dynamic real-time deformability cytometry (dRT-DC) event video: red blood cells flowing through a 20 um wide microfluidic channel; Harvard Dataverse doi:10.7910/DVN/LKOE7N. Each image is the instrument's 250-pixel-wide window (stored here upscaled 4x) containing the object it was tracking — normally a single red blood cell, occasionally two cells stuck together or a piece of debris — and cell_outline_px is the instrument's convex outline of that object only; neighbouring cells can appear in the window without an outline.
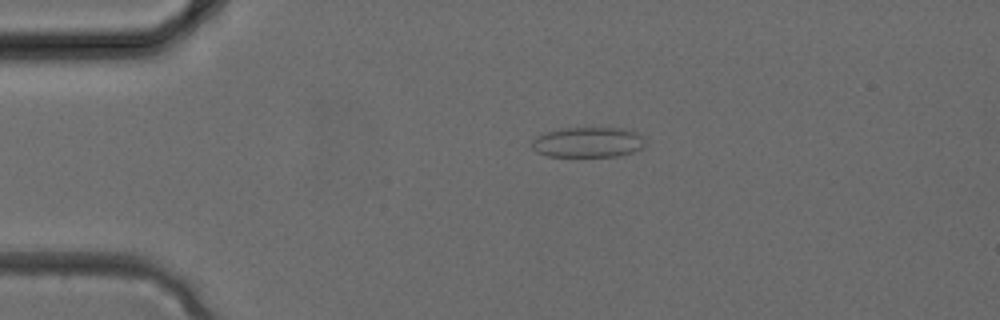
{"species": "common noctule bat (a hibernating species)", "species_latin": "Nyctalus noctula", "temperature_condition": "cold", "stored_images_in_passage": 14, "camera_frame_rate_fps": 3000, "um_per_image_px": 0.085, "animal": {"sex": "female", "body_mass_g": 24.6, "forearm_length_mm": 56.2}, "frame": {"image": 1, "passage_image": 4, "time_ms": 1.0, "image_size_px": [1000, 320], "cell_outline_px": [[644, 148], [632, 152], [616, 156], [548, 156], [536, 152], [532, 148], [532, 140], [536, 136], [544, 132], [564, 128], [624, 128], [636, 132], [644, 140]], "centroid_in_image_um": [49.95, 12.09], "position_along_channel_um": 35.0, "area_um2": 20.0}}
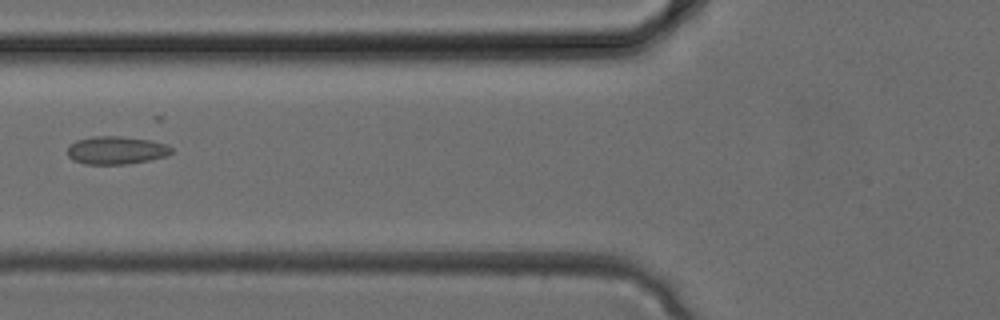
{"frame": {"image": 2, "passage_image": 10, "time_ms": 3.0, "image_size_px": [1000, 320], "cell_outline_px": [[172, 152], [168, 156], [148, 160], [124, 164], [84, 164], [72, 160], [68, 156], [68, 148], [76, 140], [92, 136], [120, 136], [148, 140], [164, 144], [172, 148]], "centroid_in_image_um": [9.85, 12.77], "position_along_channel_um": 115.9, "area_um2": 16.82}}
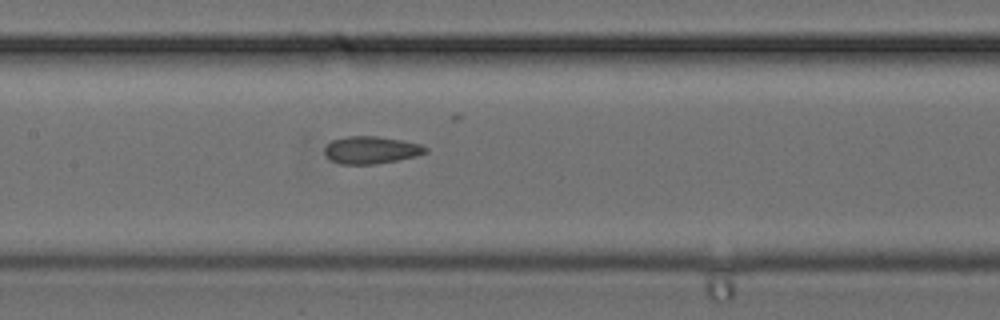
{"frame": {"image": 3, "passage_image": 13, "time_ms": 4.0, "image_size_px": [1000, 320], "cell_outline_px": [[428, 152], [416, 156], [376, 164], [340, 164], [332, 160], [324, 152], [324, 148], [332, 140], [348, 136], [376, 136], [404, 140], [420, 144], [428, 148]], "centroid_in_image_um": [31.57, 12.74], "position_along_channel_um": 175.8, "area_um2": 16.07}}